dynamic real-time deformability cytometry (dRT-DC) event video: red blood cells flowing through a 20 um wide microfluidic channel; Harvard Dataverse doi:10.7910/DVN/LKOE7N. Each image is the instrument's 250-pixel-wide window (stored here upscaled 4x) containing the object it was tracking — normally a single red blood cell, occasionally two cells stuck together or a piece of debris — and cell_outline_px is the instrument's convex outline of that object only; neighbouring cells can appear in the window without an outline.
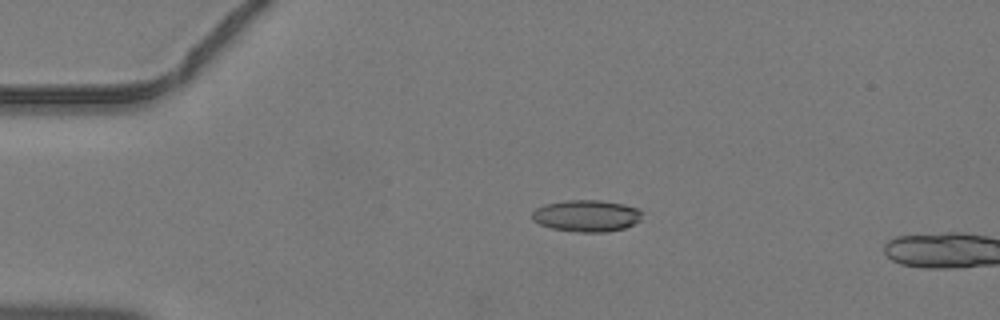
{"species": "common noctule bat (a hibernating species)", "species_latin": "Nyctalus noctula", "temperature_condition": "warm", "stored_images_in_passage": 13, "camera_frame_rate_fps": 3000, "um_per_image_px": 0.085, "animal": {"sex": "male", "body_mass_g": 19.2, "forearm_length_mm": 51.8}, "frame": {"image": 1, "passage_image": 11, "time_ms": 3.333, "image_size_px": [1000, 320], "cell_outline_px": [[644, 212], [640, 220], [624, 228], [608, 232], [580, 232], [552, 228], [540, 224], [532, 220], [532, 212], [536, 208], [544, 204], [568, 200], [600, 200], [624, 204], [636, 208]], "centroid_in_image_um": [49.86, 18.34], "position_along_channel_um": 35.1, "area_um2": 20.35}}